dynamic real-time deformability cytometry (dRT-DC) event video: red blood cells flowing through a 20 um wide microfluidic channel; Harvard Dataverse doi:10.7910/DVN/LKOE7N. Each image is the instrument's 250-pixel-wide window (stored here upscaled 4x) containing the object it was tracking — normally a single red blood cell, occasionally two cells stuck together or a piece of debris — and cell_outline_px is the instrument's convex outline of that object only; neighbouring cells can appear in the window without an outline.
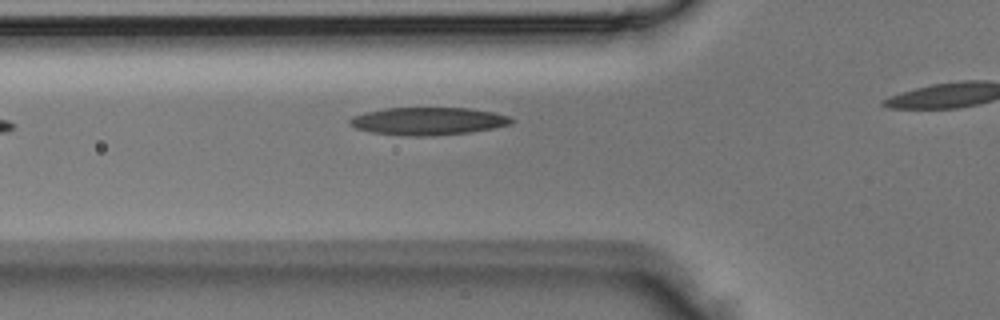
{"species": "Egyptian fruit bat (a non-hibernating species)", "species_latin": "Rousettus aegyptiacus", "temperature_condition": "room temperature", "stored_images_in_passage": 5, "camera_frame_rate_fps": 3000, "um_per_image_px": 0.085, "animal": {"sex": "male"}, "frame": {"image": 1, "passage_image": 4, "time_ms": 1.0, "image_size_px": [1000, 320], "cell_outline_px": [[512, 124], [472, 132], [432, 136], [404, 136], [372, 132], [356, 128], [348, 124], [348, 120], [352, 116], [364, 112], [384, 108], [468, 108], [492, 112], [508, 116], [512, 120]], "centroid_in_image_um": [36.33, 10.3], "position_along_channel_um": 89.5, "area_um2": 26.13}}